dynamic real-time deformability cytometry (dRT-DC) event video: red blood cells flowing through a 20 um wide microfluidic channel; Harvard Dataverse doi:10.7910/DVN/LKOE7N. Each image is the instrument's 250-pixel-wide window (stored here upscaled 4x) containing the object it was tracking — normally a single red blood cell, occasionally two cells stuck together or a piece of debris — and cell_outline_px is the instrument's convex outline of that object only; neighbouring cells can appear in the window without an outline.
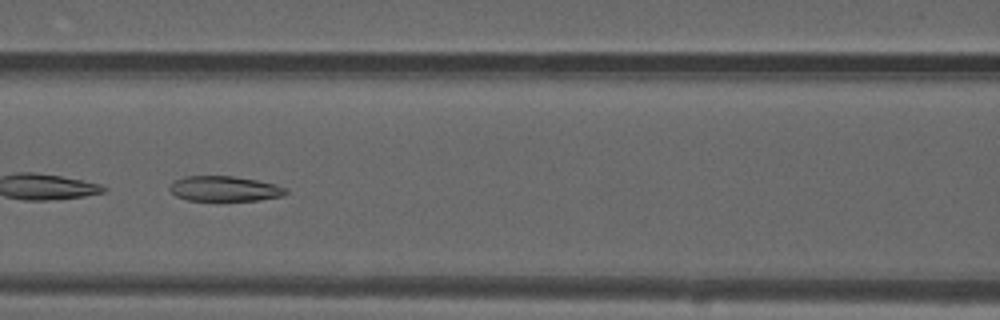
{"species": "common noctule bat (a hibernating species)", "species_latin": "Nyctalus noctula", "temperature_condition": "warm", "stored_images_in_passage": 54, "camera_frame_rate_fps": 3000, "um_per_image_px": 0.085, "animal": {"sex": "male", "forearm_length_mm": 52.5}, "frame": {"image": 1, "passage_image": 24, "time_ms": 7.667, "image_size_px": [1000, 320], "cell_outline_px": [[288, 192], [284, 196], [260, 200], [216, 204], [188, 200], [176, 196], [168, 188], [168, 184], [184, 176], [232, 176], [256, 180], [276, 184], [288, 188]], "centroid_in_image_um": [19.09, 16.1], "position_along_channel_um": 147.5, "area_um2": 18.15}}
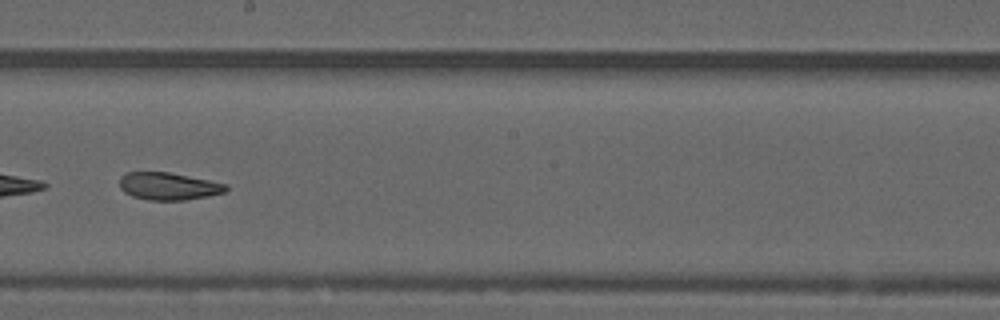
{"frame": {"image": 2, "passage_image": 31, "time_ms": 10.0, "image_size_px": [1000, 320], "cell_outline_px": [[228, 188], [224, 192], [208, 196], [184, 200], [148, 200], [132, 196], [124, 192], [120, 188], [120, 176], [128, 172], [168, 172], [228, 184]], "centroid_in_image_um": [14.3, 15.83], "position_along_channel_um": 233.9, "area_um2": 16.94}, "authors_computed_cell_mechanics": {"area_um2": 20.1722, "velocity_mm_per_s": 3.7103, "shape_relaxation_time_tau1_ms": null, "shape_relaxation_time_tau2_ms": 3.5163, "deformation_change_tau1": null, "deformation_change_tau2": 0.0818}}